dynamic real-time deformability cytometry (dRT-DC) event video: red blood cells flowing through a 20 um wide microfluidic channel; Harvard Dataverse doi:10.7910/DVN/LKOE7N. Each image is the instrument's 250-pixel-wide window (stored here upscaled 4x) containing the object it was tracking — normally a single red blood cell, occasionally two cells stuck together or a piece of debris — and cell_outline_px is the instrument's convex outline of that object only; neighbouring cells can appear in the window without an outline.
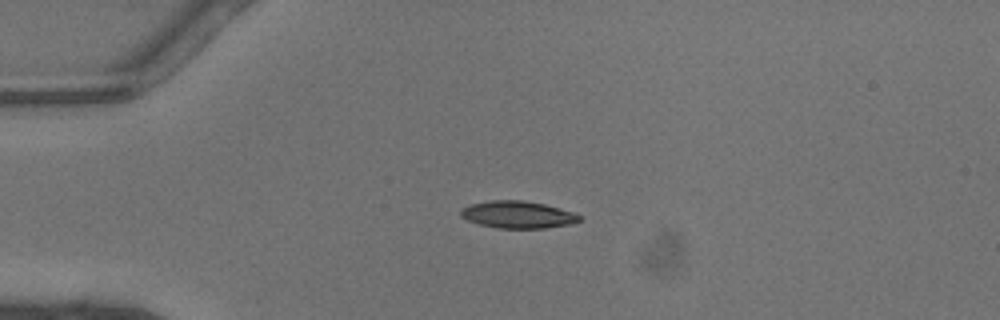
{"species": "common noctule bat (a hibernating species)", "species_latin": "Nyctalus noctula", "temperature_condition": "warm", "stored_images_in_passage": 46, "camera_frame_rate_fps": 3000, "um_per_image_px": 0.085, "animal": {"sex": "male", "body_mass_g": 13.3}, "frame": {"image": 1, "passage_image": 11, "time_ms": 3.333, "image_size_px": [1000, 320], "cell_outline_px": [[580, 220], [568, 224], [544, 228], [496, 228], [480, 224], [468, 220], [460, 216], [460, 208], [468, 204], [488, 200], [524, 200], [544, 204], [572, 212], [580, 216]], "centroid_in_image_um": [43.93, 18.23], "position_along_channel_um": 41.1, "area_um2": 18.73}}
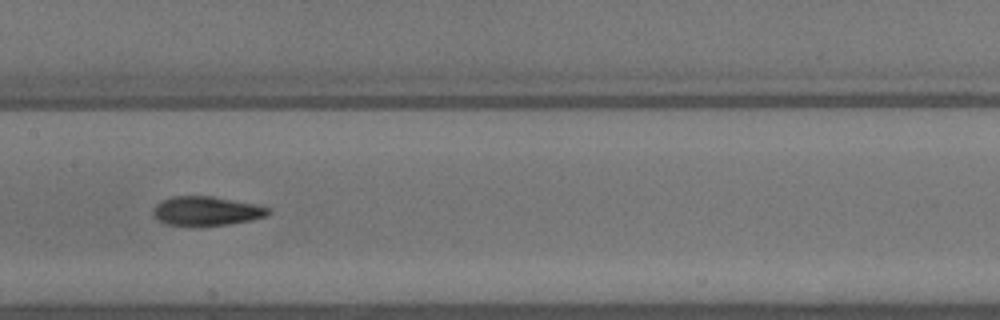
{"frame": {"image": 2, "passage_image": 23, "time_ms": 7.333, "image_size_px": [1000, 320], "cell_outline_px": [[272, 212], [268, 216], [252, 220], [228, 224], [164, 224], [152, 216], [152, 208], [160, 200], [172, 196], [212, 196], [272, 208]], "centroid_in_image_um": [17.53, 17.91], "position_along_channel_um": 189.9, "area_um2": 19.36}}
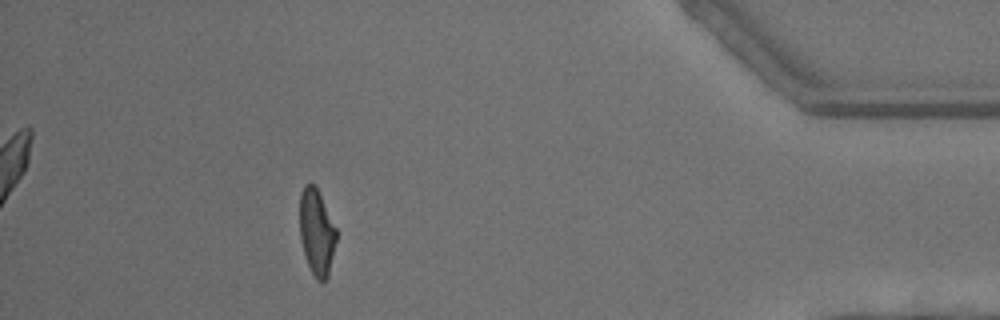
{"frame": {"image": 3, "passage_image": 41, "time_ms": 13.333, "image_size_px": [1000, 320], "cell_outline_px": [[336, 240], [328, 276], [324, 280], [316, 280], [308, 264], [304, 252], [300, 236], [300, 192], [304, 184], [312, 184], [316, 188], [336, 228]], "centroid_in_image_um": [26.9, 19.73], "position_along_channel_um": 408.3, "area_um2": 17.86}, "authors_computed_cell_mechanics": {"area_um2": 19.1607, "velocity_mm_per_s": 4.5166, "shape_relaxation_time_tau1_ms": 4.0817, "shape_relaxation_time_tau2_ms": 1.616, "deformation_change_tau1": 0.1907, "deformation_change_tau2": 0.0911}}